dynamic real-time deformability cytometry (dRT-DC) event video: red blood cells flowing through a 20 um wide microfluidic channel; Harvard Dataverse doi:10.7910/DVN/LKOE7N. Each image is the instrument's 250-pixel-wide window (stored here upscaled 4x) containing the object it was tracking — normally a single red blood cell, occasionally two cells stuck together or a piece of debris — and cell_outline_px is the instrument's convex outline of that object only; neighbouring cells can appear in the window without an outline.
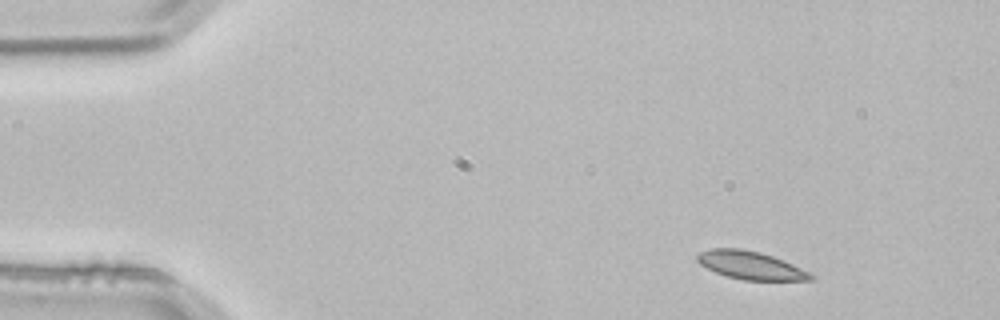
{"species": "common noctule bat (a hibernating species)", "species_latin": "Nyctalus noctula", "temperature_condition": "room temperature", "stored_images_in_passage": 3, "camera_frame_rate_fps": 3000, "um_per_image_px": 0.085, "animal": {"sex": "male", "body_mass_g": 21.5, "forearm_length_mm": 52.0}, "frame": {"image": 1, "passage_image": 1, "time_ms": 0.0, "image_size_px": [1000, 320], "cell_outline_px": [[816, 276], [812, 280], [744, 280], [728, 276], [716, 272], [700, 264], [696, 260], [696, 256], [700, 252], [708, 248], [740, 248], [760, 252], [772, 256], [792, 264]], "centroid_in_image_um": [63.77, 22.54], "position_along_channel_um": 21.2, "area_um2": 18.38}}